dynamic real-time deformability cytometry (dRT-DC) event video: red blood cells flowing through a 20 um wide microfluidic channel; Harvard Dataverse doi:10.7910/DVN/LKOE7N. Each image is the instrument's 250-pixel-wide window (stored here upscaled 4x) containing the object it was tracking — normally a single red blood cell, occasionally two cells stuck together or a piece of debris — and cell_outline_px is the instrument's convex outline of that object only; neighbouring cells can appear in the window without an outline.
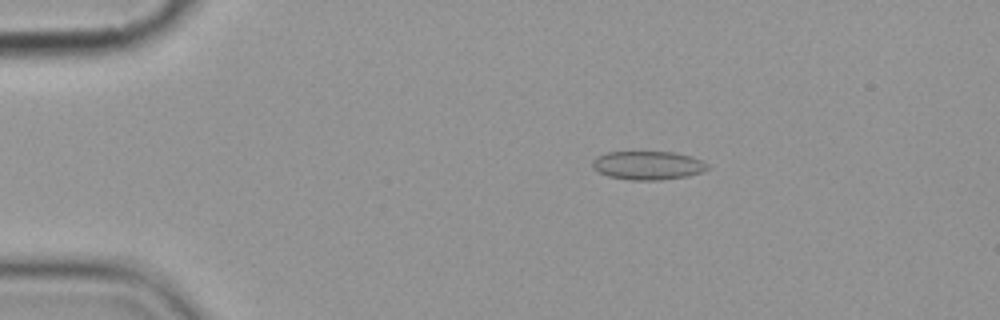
{"species": "common noctule bat (a hibernating species)", "species_latin": "Nyctalus noctula", "temperature_condition": "cold", "stored_images_in_passage": 6, "camera_frame_rate_fps": 3000, "um_per_image_px": 0.085, "animal": {"sex": "female", "body_mass_g": 19.9}, "frame": {"image": 1, "passage_image": 3, "time_ms": 2.333, "image_size_px": [1000, 320], "cell_outline_px": [[708, 168], [700, 172], [688, 176], [660, 180], [632, 180], [608, 176], [592, 168], [592, 160], [596, 156], [608, 152], [672, 152], [692, 156], [708, 164]], "centroid_in_image_um": [55.04, 14.05], "position_along_channel_um": 30.0, "area_um2": 19.13}}
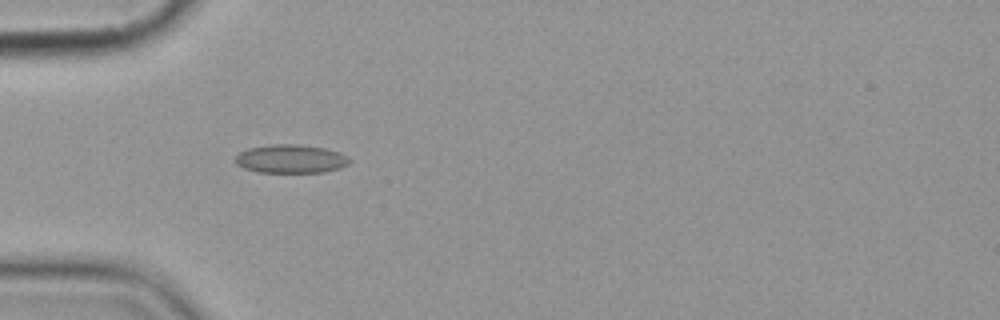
{"frame": {"image": 2, "passage_image": 5, "time_ms": 4.667, "image_size_px": [1000, 320], "cell_outline_px": [[352, 160], [348, 164], [340, 168], [324, 172], [256, 172], [244, 168], [236, 164], [236, 156], [240, 152], [248, 148], [272, 144], [296, 144], [324, 148], [336, 152]], "centroid_in_image_um": [24.69, 13.51], "position_along_channel_um": 60.3, "area_um2": 18.79}}
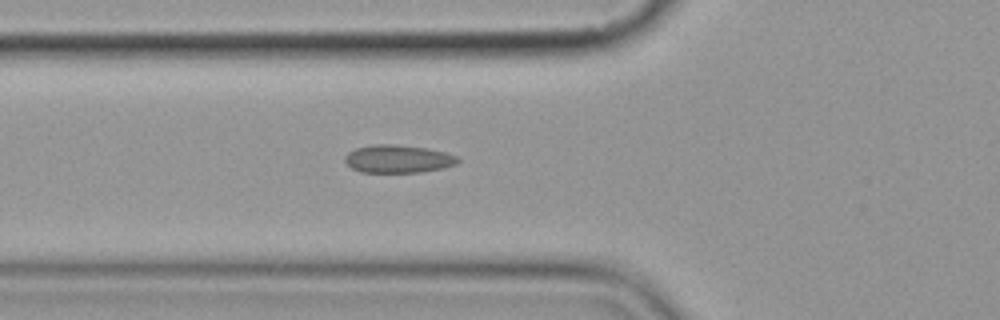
{"frame": {"image": 3, "passage_image": 6, "time_ms": 5.667, "image_size_px": [1000, 320], "cell_outline_px": [[460, 160], [456, 164], [444, 168], [420, 172], [360, 172], [352, 168], [344, 160], [344, 156], [348, 152], [356, 148], [372, 144], [396, 144], [428, 148], [444, 152], [456, 156]], "centroid_in_image_um": [33.82, 13.5], "position_along_channel_um": 92.0, "area_um2": 18.44}}